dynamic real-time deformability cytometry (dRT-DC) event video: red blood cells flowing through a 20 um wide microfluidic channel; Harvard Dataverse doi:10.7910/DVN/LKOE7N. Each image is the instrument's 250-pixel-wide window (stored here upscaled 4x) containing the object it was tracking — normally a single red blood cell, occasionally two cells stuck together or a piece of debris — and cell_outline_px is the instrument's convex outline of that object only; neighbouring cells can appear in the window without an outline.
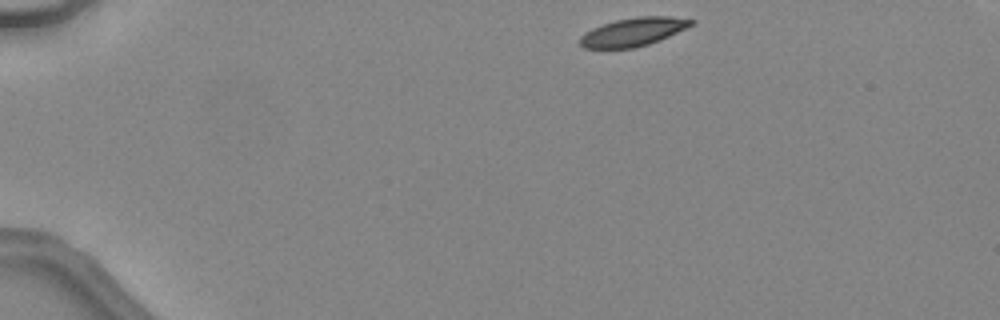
{"species": "common noctule bat (a hibernating species)", "species_latin": "Nyctalus noctula", "temperature_condition": "warm", "stored_images_in_passage": 38, "camera_frame_rate_fps": 3000, "um_per_image_px": 0.085, "animal": {"sex": "female", "body_mass_g": 24.6, "forearm_length_mm": 56.2}, "frame": {"image": 1, "passage_image": 1, "time_ms": 0.0, "image_size_px": [1000, 320], "cell_outline_px": [[696, 20], [692, 24], [660, 40], [648, 44], [632, 48], [584, 48], [580, 44], [580, 36], [592, 28], [616, 20], [636, 16], [668, 16]], "centroid_in_image_um": [53.8, 2.71], "position_along_channel_um": 31.2, "area_um2": 18.09}}
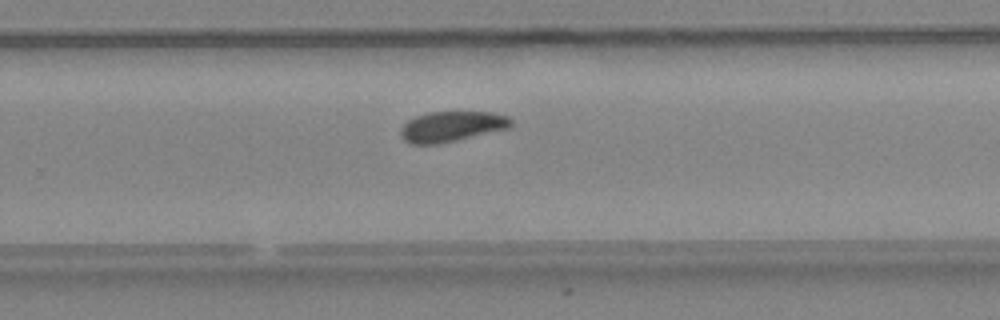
{"frame": {"image": 2, "passage_image": 24, "time_ms": 7.667, "image_size_px": [1000, 320], "cell_outline_px": [[512, 124], [508, 128], [440, 144], [412, 144], [404, 140], [400, 136], [400, 128], [408, 120], [416, 116], [428, 112], [492, 112], [508, 116], [512, 120]], "centroid_in_image_um": [38.37, 10.75], "position_along_channel_um": 291.4, "area_um2": 19.54}}
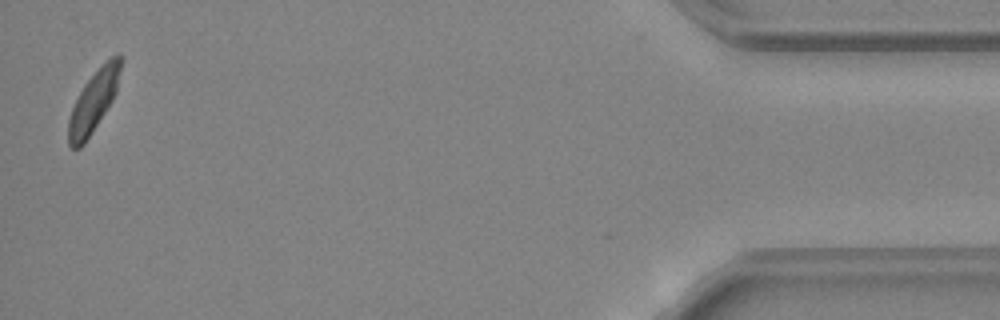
{"frame": {"image": 3, "passage_image": 38, "time_ms": 12.333, "image_size_px": [1000, 320], "cell_outline_px": [[124, 56], [116, 92], [112, 100], [92, 132], [84, 144], [80, 148], [72, 148], [68, 144], [68, 120], [72, 108], [84, 84], [100, 64], [104, 60], [120, 52]], "centroid_in_image_um": [7.98, 8.53], "position_along_channel_um": 427.2, "area_um2": 18.79}, "authors_computed_cell_mechanics": {"area_um2": 19.5364, "velocity_mm_per_s": 4.5127, "shape_relaxation_time_tau1_ms": 3.0183, "shape_relaxation_time_tau2_ms": 5.1672, "deformation_change_tau1": 0.1127, "deformation_change_tau2": 0.105}}